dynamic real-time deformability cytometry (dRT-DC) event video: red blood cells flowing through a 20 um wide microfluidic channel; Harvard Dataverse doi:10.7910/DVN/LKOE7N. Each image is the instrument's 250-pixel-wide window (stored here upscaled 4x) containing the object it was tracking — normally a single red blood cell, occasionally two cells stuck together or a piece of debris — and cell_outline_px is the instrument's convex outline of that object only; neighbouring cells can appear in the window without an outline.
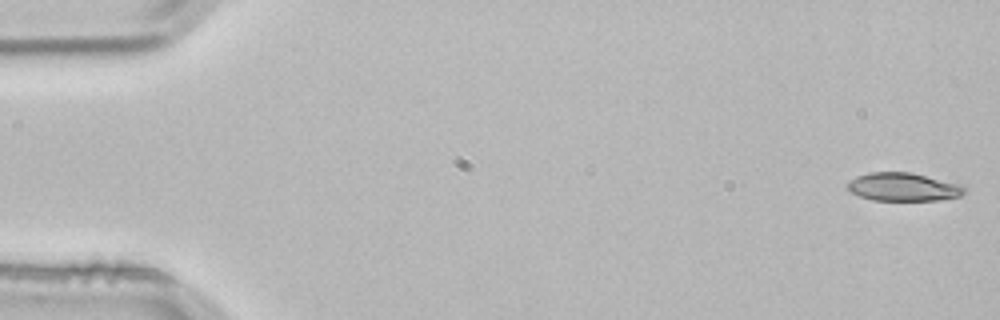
{"species": "common noctule bat (a hibernating species)", "species_latin": "Nyctalus noctula", "temperature_condition": "room temperature", "stored_images_in_passage": 4, "camera_frame_rate_fps": 3000, "um_per_image_px": 0.085, "animal": {"sex": "male", "body_mass_g": 21.5, "forearm_length_mm": 52.0}, "frame": {"image": 1, "passage_image": 1, "time_ms": 0.0, "image_size_px": [1000, 320], "cell_outline_px": [[968, 192], [960, 196], [940, 200], [872, 200], [860, 196], [852, 192], [848, 188], [848, 180], [856, 176], [868, 172], [908, 172], [964, 184]], "centroid_in_image_um": [76.83, 15.88], "position_along_channel_um": 8.2, "area_um2": 19.42}}
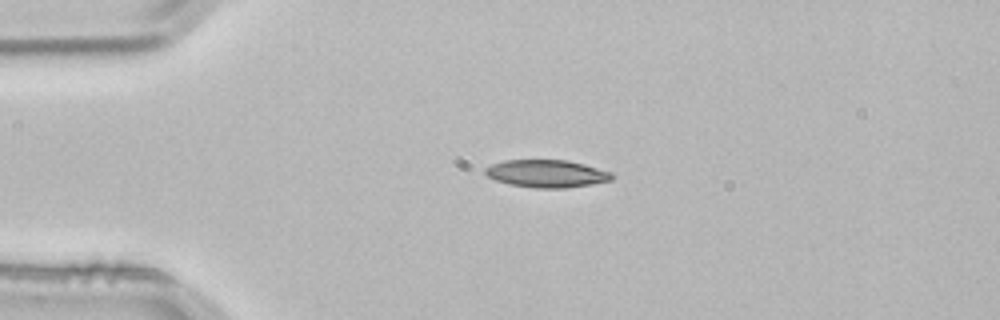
{"frame": {"image": 2, "passage_image": 3, "time_ms": 0.667, "image_size_px": [1000, 320], "cell_outline_px": [[612, 180], [592, 184], [564, 188], [536, 188], [508, 184], [496, 180], [488, 176], [484, 172], [484, 168], [492, 164], [504, 160], [568, 160], [584, 164], [612, 172]], "centroid_in_image_um": [46.46, 14.75], "position_along_channel_um": 38.5, "area_um2": 20.35}}